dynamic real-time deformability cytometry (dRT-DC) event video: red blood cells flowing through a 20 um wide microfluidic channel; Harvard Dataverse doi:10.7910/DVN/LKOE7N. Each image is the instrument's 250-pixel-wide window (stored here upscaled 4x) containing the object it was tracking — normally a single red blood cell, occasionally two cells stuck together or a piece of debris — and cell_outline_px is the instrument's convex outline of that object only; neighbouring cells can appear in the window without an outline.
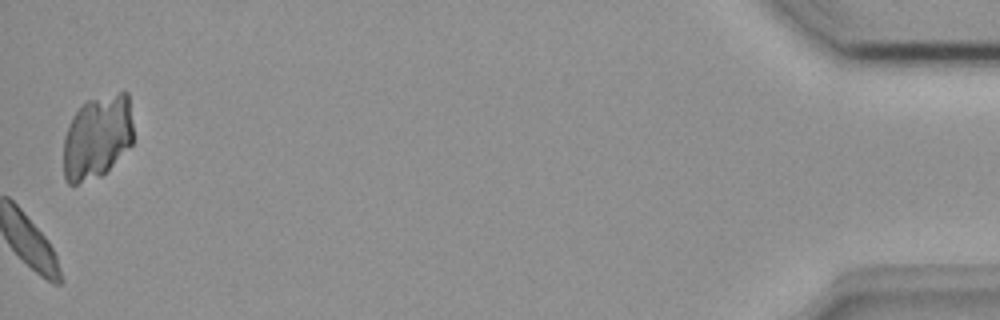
{"species": "common noctule bat (a hibernating species)", "species_latin": "Nyctalus noctula", "temperature_condition": "room temperature", "stored_images_in_passage": 42, "camera_frame_rate_fps": 3000, "um_per_image_px": 0.085, "animal": {"sex": "female", "body_mass_g": 18.4}, "frame": {"image": 1, "passage_image": 42, "time_ms": 13.667, "image_size_px": [1000, 320], "cell_outline_px": [[132, 144], [100, 176], [76, 184], [68, 184], [64, 180], [64, 136], [72, 116], [88, 100], [120, 92], [128, 92], [132, 124]], "centroid_in_image_um": [8.24, 11.65], "position_along_channel_um": 427.0, "area_um2": 33.7}}